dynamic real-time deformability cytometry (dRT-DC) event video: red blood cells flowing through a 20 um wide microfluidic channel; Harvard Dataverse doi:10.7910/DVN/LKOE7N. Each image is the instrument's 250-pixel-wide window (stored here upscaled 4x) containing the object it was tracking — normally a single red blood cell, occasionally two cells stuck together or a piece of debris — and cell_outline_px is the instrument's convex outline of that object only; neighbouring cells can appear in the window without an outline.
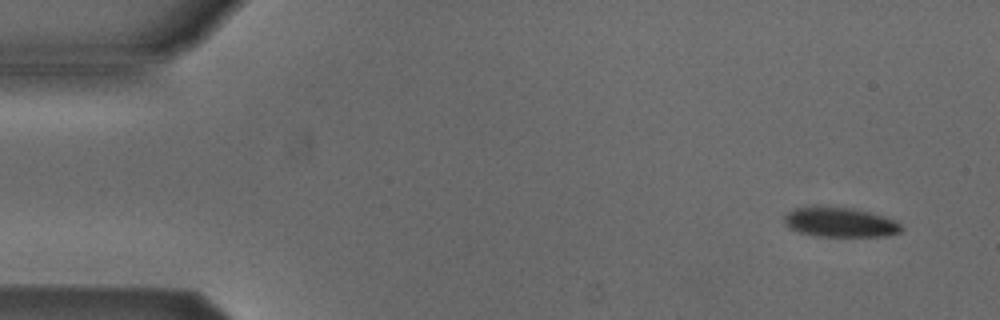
{"species": "Egyptian fruit bat (a non-hibernating species)", "species_latin": "Rousettus aegyptiacus", "temperature_condition": "cold", "stored_images_in_passage": 50, "camera_frame_rate_fps": 3000, "um_per_image_px": 0.085, "animal": {"sex": "male"}, "frame": {"image": 1, "passage_image": 1, "time_ms": 0.0, "image_size_px": [1000, 320], "cell_outline_px": [[904, 228], [900, 232], [888, 236], [812, 236], [788, 228], [784, 220], [784, 216], [788, 212], [796, 208], [816, 204], [852, 208], [884, 216], [900, 224]], "centroid_in_image_um": [71.36, 18.87], "position_along_channel_um": 13.6, "area_um2": 20.58}}
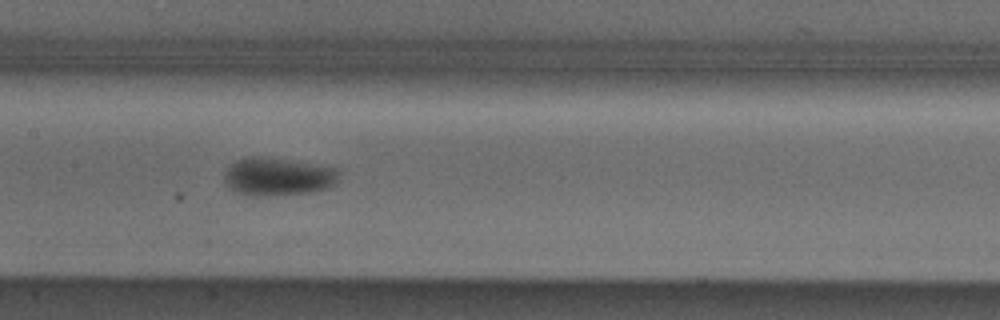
{"frame": {"image": 2, "passage_image": 23, "time_ms": 7.333, "image_size_px": [1000, 320], "cell_outline_px": [[340, 172], [336, 184], [328, 188], [312, 192], [264, 196], [252, 196], [236, 192], [228, 188], [224, 180], [224, 176], [228, 168], [236, 160], [248, 156], [256, 156], [284, 160], [336, 168]], "centroid_in_image_um": [23.6, 15.03], "position_along_channel_um": 183.8, "area_um2": 25.2}}
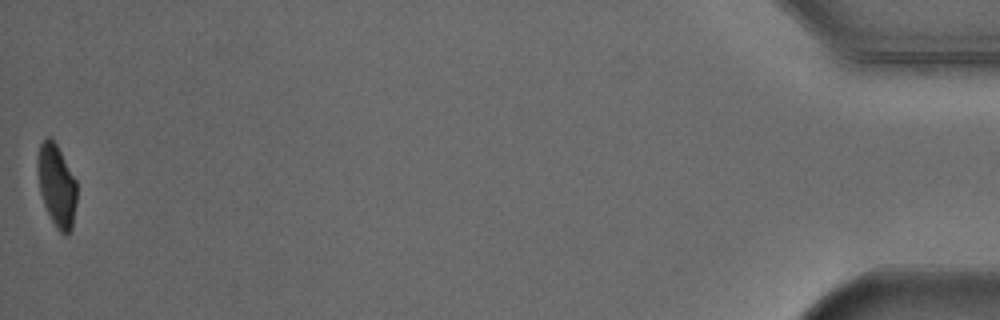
{"frame": {"image": 3, "passage_image": 50, "time_ms": 16.333, "image_size_px": [1000, 320], "cell_outline_px": [[76, 204], [72, 228], [68, 236], [64, 236], [56, 228], [44, 204], [40, 192], [36, 168], [36, 156], [40, 144], [48, 136], [56, 144], [76, 180]], "centroid_in_image_um": [4.8, 15.79], "position_along_channel_um": 430.4, "area_um2": 18.9}, "authors_computed_cell_mechanics": {"area_um2": 21.964, "velocity_mm_per_s": 3.8802, "shape_relaxation_time_tau1_ms": 3.6168, "shape_relaxation_time_tau2_ms": null, "deformation_change_tau1": 0.1061, "deformation_change_tau2": null}}